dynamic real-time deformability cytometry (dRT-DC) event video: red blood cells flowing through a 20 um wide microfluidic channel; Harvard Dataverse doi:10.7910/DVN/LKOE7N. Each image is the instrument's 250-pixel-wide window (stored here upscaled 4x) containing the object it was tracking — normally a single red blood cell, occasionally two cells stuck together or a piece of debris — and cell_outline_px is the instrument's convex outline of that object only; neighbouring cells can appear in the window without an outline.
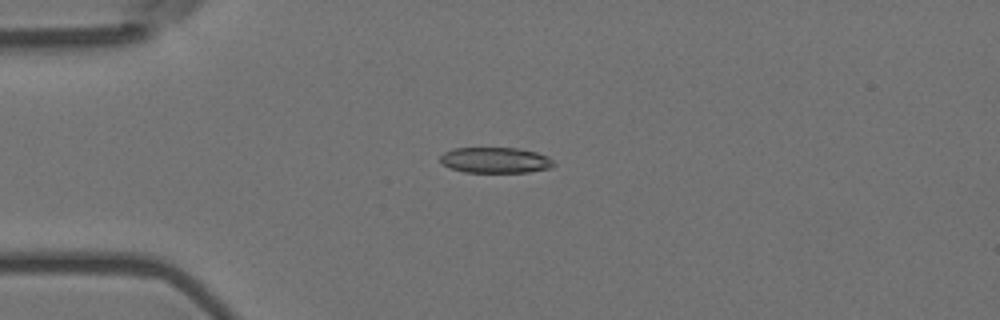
{"species": "Egyptian fruit bat (a non-hibernating species)", "species_latin": "Rousettus aegyptiacus", "temperature_condition": "room temperature", "stored_images_in_passage": 7, "camera_frame_rate_fps": 3000, "um_per_image_px": 0.085, "animal": {"sex": "female"}, "frame": {"image": 1, "passage_image": 4, "time_ms": 1.0, "image_size_px": [1000, 320], "cell_outline_px": [[556, 164], [552, 168], [528, 172], [464, 172], [452, 168], [444, 164], [440, 160], [440, 156], [444, 152], [452, 148], [520, 148], [536, 152], [548, 156]], "centroid_in_image_um": [42.14, 13.61], "position_along_channel_um": 42.9, "area_um2": 17.05}}
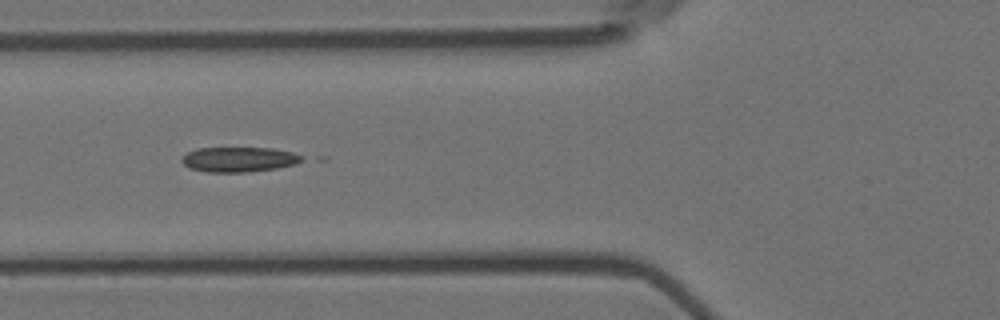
{"frame": {"image": 2, "passage_image": 6, "time_ms": 1.667, "image_size_px": [1000, 320], "cell_outline_px": [[304, 160], [296, 164], [276, 168], [244, 172], [208, 172], [188, 168], [180, 160], [188, 152], [196, 148], [272, 148], [292, 152], [304, 156]], "centroid_in_image_um": [20.32, 13.55], "position_along_channel_um": 105.5, "area_um2": 17.46}}
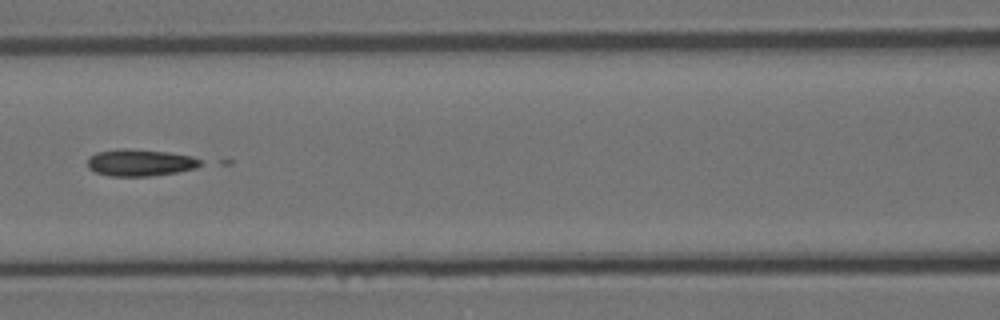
{"frame": {"image": 3, "passage_image": 7, "time_ms": 2.0, "image_size_px": [1000, 320], "cell_outline_px": [[204, 164], [196, 168], [176, 172], [148, 176], [108, 176], [96, 172], [88, 168], [88, 156], [96, 152], [120, 148], [128, 148], [168, 152], [192, 156], [200, 160]], "centroid_in_image_um": [11.89, 13.81], "position_along_channel_um": 154.7, "area_um2": 17.8}}